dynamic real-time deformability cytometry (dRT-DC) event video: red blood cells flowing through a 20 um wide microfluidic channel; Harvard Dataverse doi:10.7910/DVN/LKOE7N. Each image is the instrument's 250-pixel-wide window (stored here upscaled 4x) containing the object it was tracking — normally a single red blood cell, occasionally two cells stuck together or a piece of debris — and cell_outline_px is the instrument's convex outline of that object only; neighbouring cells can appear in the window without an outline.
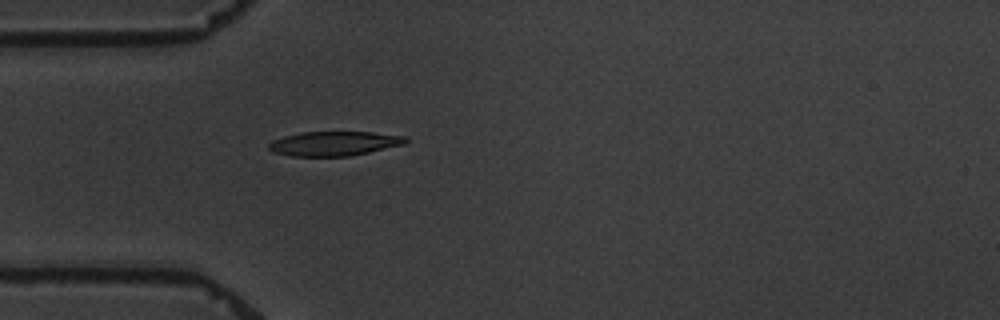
{"species": "common noctule bat (a hibernating species)", "species_latin": "Nyctalus noctula", "temperature_condition": "warm", "stored_images_in_passage": 1, "camera_frame_rate_fps": 3000, "um_per_image_px": 0.085, "animal": {"sex": "male", "body_mass_g": 19.5, "forearm_length_mm": 54.6}, "frame": {"image": 1, "passage_image": 1, "time_ms": 0.0, "image_size_px": [1000, 320], "cell_outline_px": [[408, 140], [404, 144], [368, 152], [348, 156], [292, 156], [272, 152], [268, 148], [268, 144], [272, 140], [284, 136], [300, 132], [372, 132], [408, 136]], "centroid_in_image_um": [28.38, 12.19], "position_along_channel_um": 56.6, "area_um2": 19.48}}